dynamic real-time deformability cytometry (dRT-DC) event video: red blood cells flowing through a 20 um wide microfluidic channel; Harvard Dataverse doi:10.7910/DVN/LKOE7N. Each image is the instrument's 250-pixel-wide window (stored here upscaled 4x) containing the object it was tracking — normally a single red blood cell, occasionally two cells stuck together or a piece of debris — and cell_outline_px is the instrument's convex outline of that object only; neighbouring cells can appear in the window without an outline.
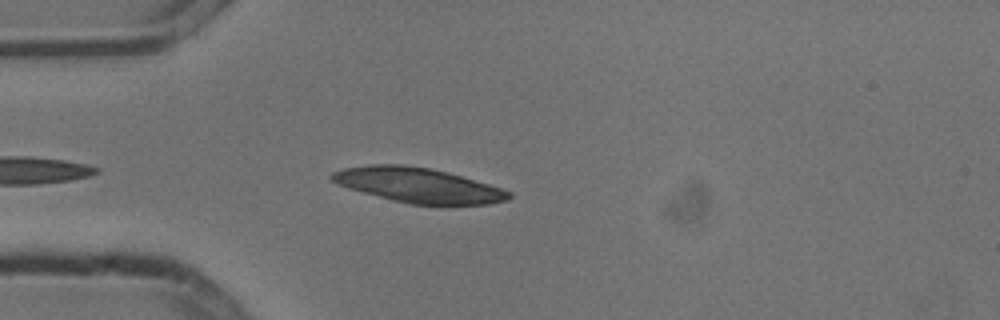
{"species": "common noctule bat (a hibernating species)", "species_latin": "Nyctalus noctula", "temperature_condition": "cold", "stored_images_in_passage": 4, "camera_frame_rate_fps": 3000, "um_per_image_px": 0.085, "animal": {"sex": "male", "body_mass_g": 13.3}, "frame": {"image": 1, "passage_image": 4, "time_ms": 1.0, "image_size_px": [1000, 320], "cell_outline_px": [[512, 196], [508, 200], [488, 204], [408, 204], [392, 200], [348, 188], [332, 180], [328, 176], [332, 172], [344, 168], [372, 164], [400, 164], [428, 168], [448, 172], [488, 184], [512, 192]], "centroid_in_image_um": [35.54, 15.74], "position_along_channel_um": 49.5, "area_um2": 35.55}}